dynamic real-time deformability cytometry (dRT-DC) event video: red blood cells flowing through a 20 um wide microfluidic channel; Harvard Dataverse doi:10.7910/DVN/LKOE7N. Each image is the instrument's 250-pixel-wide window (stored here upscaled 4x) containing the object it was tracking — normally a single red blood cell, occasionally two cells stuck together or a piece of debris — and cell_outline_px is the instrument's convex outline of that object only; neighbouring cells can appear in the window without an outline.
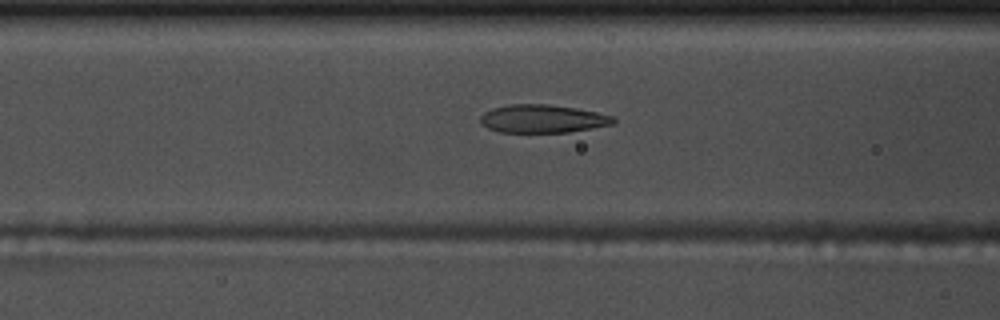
{"species": "common noctule bat (a hibernating species)", "species_latin": "Nyctalus noctula", "temperature_condition": "warm", "stored_images_in_passage": 56, "camera_frame_rate_fps": 3000, "um_per_image_px": 0.085, "animal": {"sex": "male", "body_mass_g": 17.5, "forearm_length_mm": 52.3}, "frame": {"image": 1, "passage_image": 23, "time_ms": 7.333, "image_size_px": [1000, 320], "cell_outline_px": [[616, 120], [612, 124], [568, 132], [500, 132], [488, 128], [480, 124], [480, 116], [484, 112], [492, 108], [512, 104], [548, 104], [576, 108], [596, 112], [612, 116]], "centroid_in_image_um": [46.07, 10.09], "position_along_channel_um": 120.5, "area_um2": 21.68}}
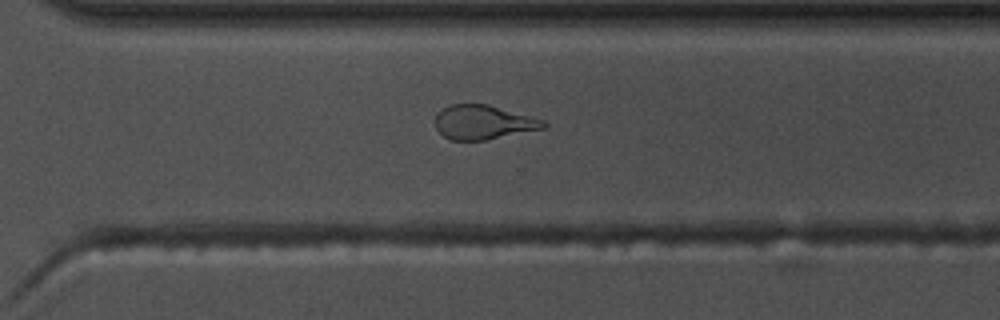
{"frame": {"image": 2, "passage_image": 40, "time_ms": 13.0, "image_size_px": [1000, 320], "cell_outline_px": [[548, 128], [484, 140], [448, 140], [436, 128], [436, 116], [444, 108], [452, 104], [488, 104], [544, 120], [548, 124]], "centroid_in_image_um": [41.13, 10.4], "position_along_channel_um": 329.5, "area_um2": 21.5}}
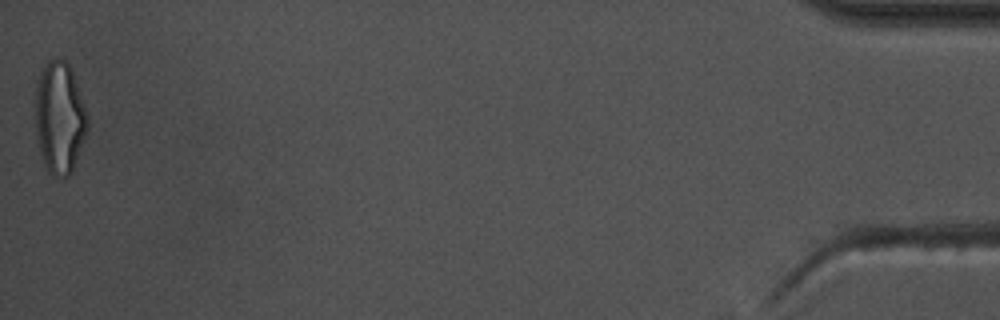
{"frame": {"image": 3, "passage_image": 56, "time_ms": 18.333, "image_size_px": [1000, 320], "cell_outline_px": [[88, 128], [72, 172], [68, 176], [52, 176], [48, 172], [44, 164], [40, 152], [36, 132], [36, 80], [44, 64], [48, 60], [64, 60], [68, 64], [72, 72], [84, 104], [88, 116]], "centroid_in_image_um": [5.06, 10.02], "position_along_channel_um": 430.1, "area_um2": 33.81}, "authors_computed_cell_mechanics": {"area_um2": 22.0218, "velocity_mm_per_s": 3.6944, "shape_relaxation_time_tau1_ms": 3.3144, "shape_relaxation_time_tau2_ms": 1.3972, "deformation_change_tau1": 0.1766, "deformation_change_tau2": 0.1074}}